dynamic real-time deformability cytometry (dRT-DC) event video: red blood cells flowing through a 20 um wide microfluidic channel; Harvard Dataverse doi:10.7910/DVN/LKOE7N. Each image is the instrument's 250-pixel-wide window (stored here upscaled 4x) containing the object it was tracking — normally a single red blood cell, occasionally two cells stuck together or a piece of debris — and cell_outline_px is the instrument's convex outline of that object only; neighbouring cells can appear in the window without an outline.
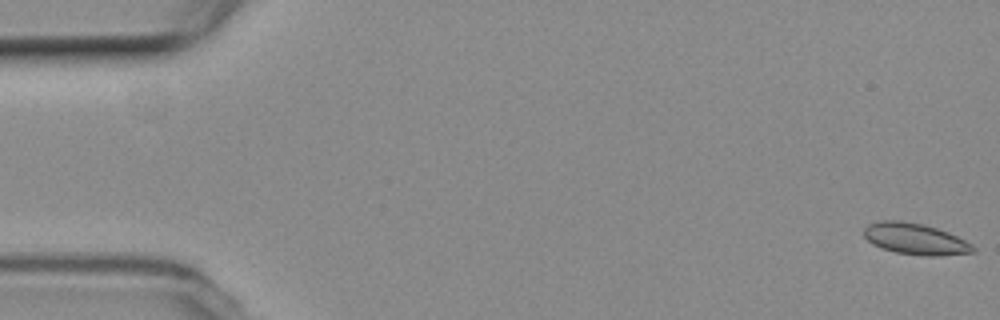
{"species": "common noctule bat (a hibernating species)", "species_latin": "Nyctalus noctula", "temperature_condition": "room temperature", "stored_images_in_passage": 8, "camera_frame_rate_fps": 3000, "um_per_image_px": 0.085, "animal": {"sex": "female", "body_mass_g": 19.3, "forearm_length_mm": 54.1}, "frame": {"image": 1, "passage_image": 1, "time_ms": 0.0, "image_size_px": [1000, 320], "cell_outline_px": [[976, 252], [940, 256], [924, 256], [896, 252], [880, 248], [872, 244], [864, 236], [864, 228], [868, 224], [880, 220], [900, 220], [924, 224], [948, 232], [972, 244], [976, 248]], "centroid_in_image_um": [77.79, 20.31], "position_along_channel_um": 7.2, "area_um2": 20.06}}
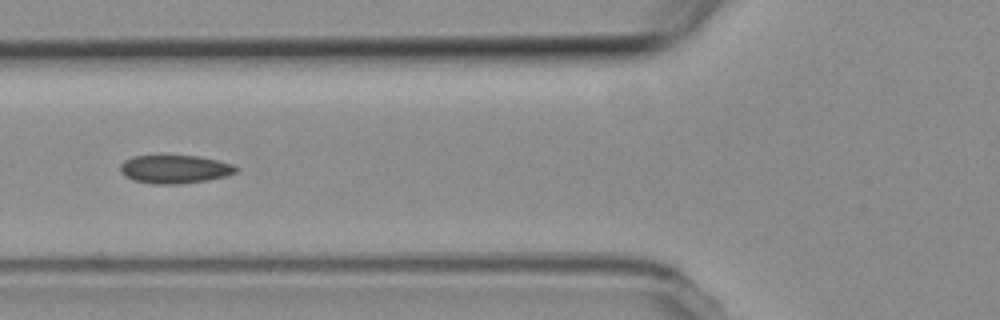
{"frame": {"image": 2, "passage_image": 6, "time_ms": 6.667, "image_size_px": [1000, 320], "cell_outline_px": [[240, 168], [236, 172], [228, 176], [208, 180], [180, 184], [152, 184], [132, 180], [124, 176], [120, 172], [120, 164], [124, 160], [132, 156], [200, 156], [232, 164]], "centroid_in_image_um": [14.85, 14.39], "position_along_channel_um": 111.0, "area_um2": 19.31}}
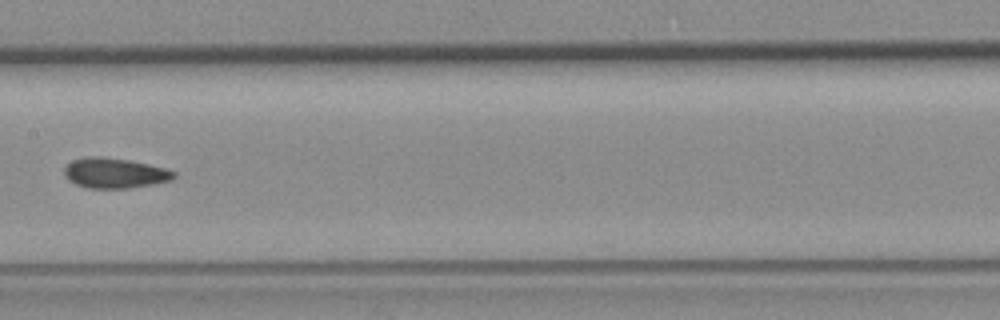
{"frame": {"image": 3, "passage_image": 8, "time_ms": 9.0, "image_size_px": [1000, 320], "cell_outline_px": [[176, 176], [172, 180], [152, 184], [128, 188], [88, 188], [76, 184], [68, 180], [64, 176], [64, 168], [72, 160], [88, 156], [100, 156], [128, 160], [148, 164], [164, 168], [176, 172]], "centroid_in_image_um": [9.73, 14.71], "position_along_channel_um": 197.7, "area_um2": 19.25}}